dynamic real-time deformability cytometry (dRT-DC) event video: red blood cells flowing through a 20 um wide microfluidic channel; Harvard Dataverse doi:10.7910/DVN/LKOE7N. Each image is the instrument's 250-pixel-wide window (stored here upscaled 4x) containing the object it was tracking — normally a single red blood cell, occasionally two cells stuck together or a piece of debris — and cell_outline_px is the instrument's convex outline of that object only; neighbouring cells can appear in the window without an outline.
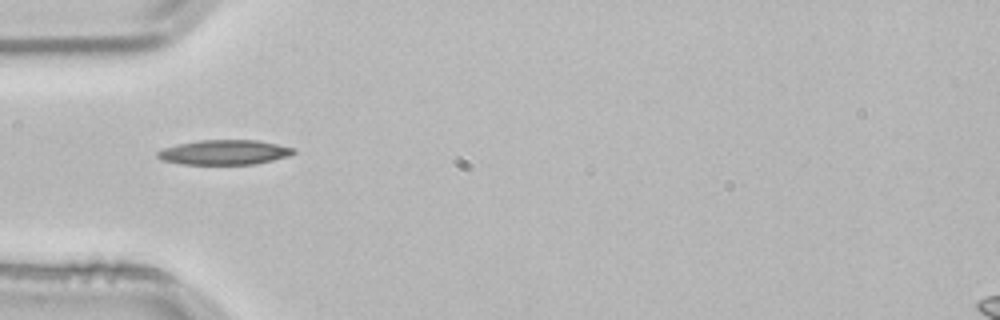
{"species": "common noctule bat (a hibernating species)", "species_latin": "Nyctalus noctula", "temperature_condition": "room temperature", "stored_images_in_passage": 3, "camera_frame_rate_fps": 3000, "um_per_image_px": 0.085, "animal": {"sex": "male", "body_mass_g": 21.5, "forearm_length_mm": 52.0}, "frame": {"image": 1, "passage_image": 3, "time_ms": 0.667, "image_size_px": [1000, 320], "cell_outline_px": [[296, 152], [288, 156], [256, 164], [180, 164], [160, 160], [156, 156], [156, 152], [164, 148], [180, 144], [200, 140], [256, 140], [296, 148]], "centroid_in_image_um": [19.06, 12.95], "position_along_channel_um": 65.9, "area_um2": 19.59}}